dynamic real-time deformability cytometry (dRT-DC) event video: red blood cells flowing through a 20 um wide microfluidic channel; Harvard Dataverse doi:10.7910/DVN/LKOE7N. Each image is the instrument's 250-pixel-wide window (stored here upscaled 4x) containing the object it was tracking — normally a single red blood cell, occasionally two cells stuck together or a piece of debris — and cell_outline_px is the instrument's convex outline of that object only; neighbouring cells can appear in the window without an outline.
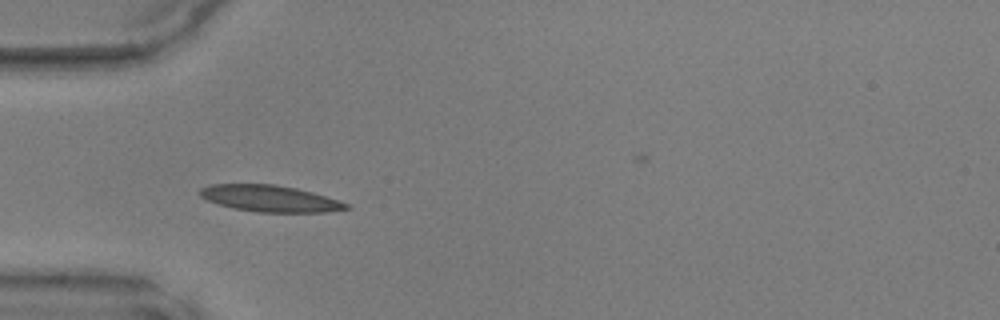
{"species": "common noctule bat (a hibernating species)", "species_latin": "Nyctalus noctula", "temperature_condition": "warm", "stored_images_in_passage": 6, "camera_frame_rate_fps": 3000, "um_per_image_px": 0.085, "animal": {"sex": "male", "body_mass_g": 17.9, "forearm_length_mm": 54.2}, "frame": {"image": 1, "passage_image": 1, "time_ms": 0.0, "image_size_px": [1000, 320], "cell_outline_px": [[352, 208], [328, 212], [256, 212], [232, 208], [208, 200], [200, 196], [200, 188], [212, 184], [276, 184], [296, 188], [312, 192], [348, 204]], "centroid_in_image_um": [22.94, 16.87], "position_along_channel_um": 62.1, "area_um2": 22.43}}